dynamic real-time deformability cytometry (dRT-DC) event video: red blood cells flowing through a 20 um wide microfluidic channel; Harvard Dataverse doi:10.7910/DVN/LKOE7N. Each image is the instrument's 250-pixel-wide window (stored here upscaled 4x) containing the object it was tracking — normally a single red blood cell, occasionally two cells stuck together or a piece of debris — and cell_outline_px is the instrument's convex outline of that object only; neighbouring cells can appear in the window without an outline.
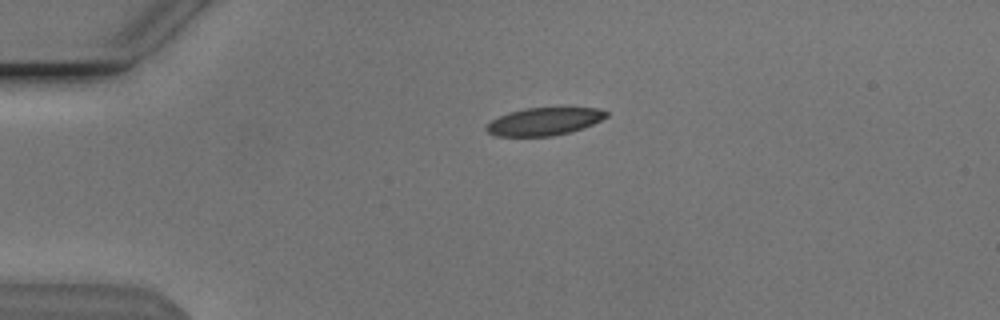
{"species": "Egyptian fruit bat (a non-hibernating species)", "species_latin": "Rousettus aegyptiacus", "temperature_condition": "cold", "stored_images_in_passage": 44, "camera_frame_rate_fps": 3000, "um_per_image_px": 0.085, "animal": {"sex": "male"}, "frame": {"image": 1, "passage_image": 3, "time_ms": 0.667, "image_size_px": [1000, 320], "cell_outline_px": [[608, 116], [584, 128], [572, 132], [552, 136], [496, 136], [488, 132], [484, 128], [492, 120], [508, 112], [524, 108], [600, 108], [608, 112]], "centroid_in_image_um": [46.27, 10.33], "position_along_channel_um": 38.7, "area_um2": 19.36}}
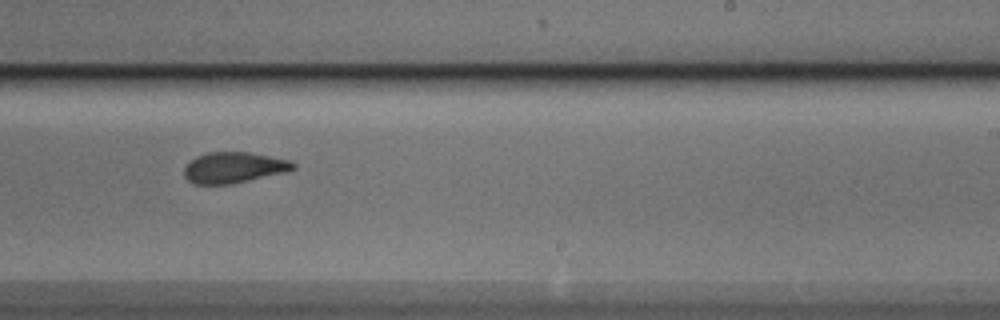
{"frame": {"image": 2, "passage_image": 24, "time_ms": 7.667, "image_size_px": [1000, 320], "cell_outline_px": [[296, 168], [288, 172], [232, 184], [196, 184], [188, 180], [184, 176], [184, 168], [196, 156], [208, 152], [248, 152], [288, 160], [296, 164]], "centroid_in_image_um": [19.89, 14.25], "position_along_channel_um": 269.1, "area_um2": 19.59}}
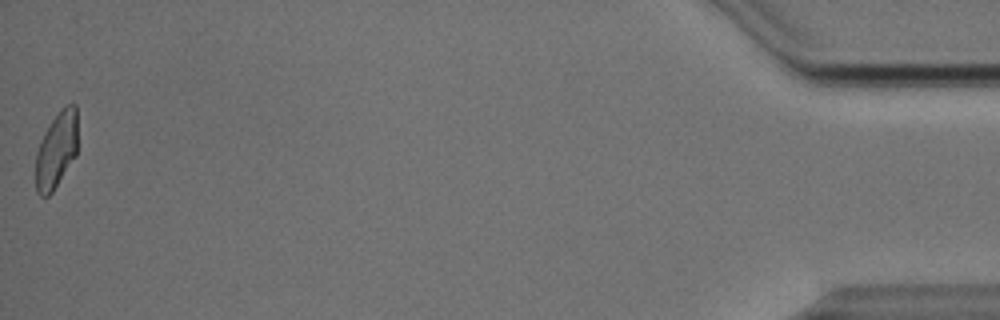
{"frame": {"image": 3, "passage_image": 44, "time_ms": 14.333, "image_size_px": [1000, 320], "cell_outline_px": [[76, 156], [52, 192], [48, 196], [40, 196], [36, 192], [36, 152], [44, 132], [52, 120], [64, 104], [76, 104]], "centroid_in_image_um": [4.78, 12.76], "position_along_channel_um": 430.4, "area_um2": 18.5}, "authors_computed_cell_mechanics": {"area_um2": 20.1144, "velocity_mm_per_s": 3.8389, "shape_relaxation_time_tau1_ms": null, "shape_relaxation_time_tau2_ms": 1.7188, "deformation_change_tau1": null, "deformation_change_tau2": 0.0786}}